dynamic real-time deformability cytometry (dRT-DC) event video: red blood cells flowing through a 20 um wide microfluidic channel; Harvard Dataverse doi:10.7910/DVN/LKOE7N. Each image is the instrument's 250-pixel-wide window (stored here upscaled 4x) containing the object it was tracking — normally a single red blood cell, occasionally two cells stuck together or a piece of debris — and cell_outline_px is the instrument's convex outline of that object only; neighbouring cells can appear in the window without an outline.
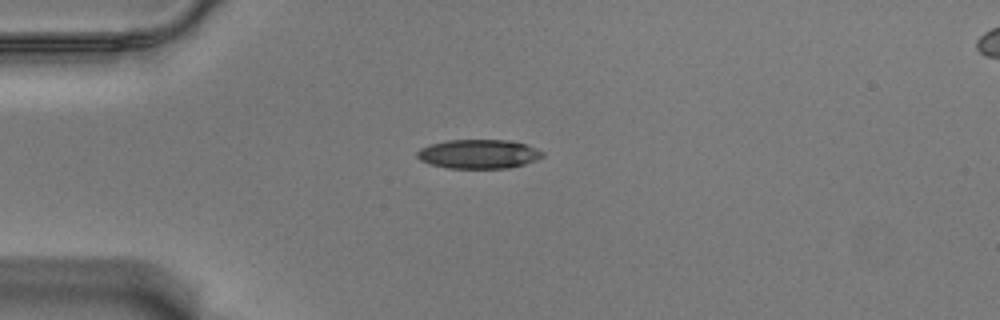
{"species": "Egyptian fruit bat (a non-hibernating species)", "species_latin": "Rousettus aegyptiacus", "temperature_condition": "warm", "stored_images_in_passage": 43, "camera_frame_rate_fps": 3000, "um_per_image_px": 0.085, "animal": {"sex": "male"}, "frame": {"image": 1, "passage_image": 1, "time_ms": 0.0, "image_size_px": [1000, 320], "cell_outline_px": [[544, 156], [536, 160], [524, 164], [508, 168], [448, 168], [432, 164], [420, 160], [416, 156], [416, 152], [420, 148], [432, 144], [448, 140], [508, 140], [524, 144], [536, 148], [544, 152]], "centroid_in_image_um": [40.69, 13.09], "position_along_channel_um": 44.3, "area_um2": 21.15}}
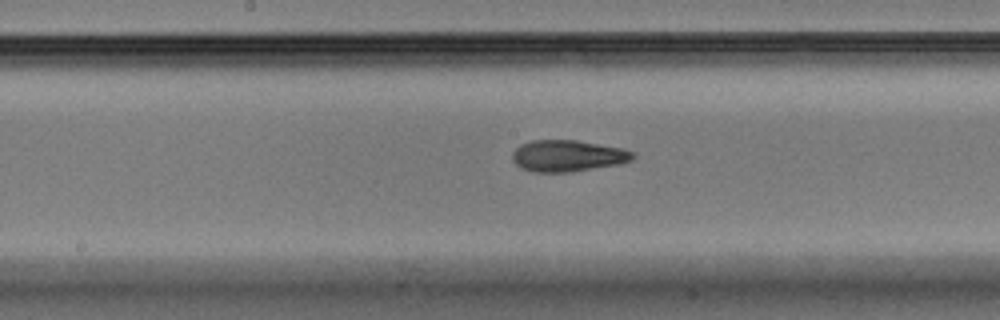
{"frame": {"image": 2, "passage_image": 16, "time_ms": 5.0, "image_size_px": [1000, 320], "cell_outline_px": [[636, 156], [632, 160], [620, 164], [572, 172], [532, 172], [520, 168], [512, 160], [512, 152], [520, 144], [532, 140], [576, 140], [624, 148], [636, 152]], "centroid_in_image_um": [48.28, 13.25], "position_along_channel_um": 199.9, "area_um2": 22.48}}
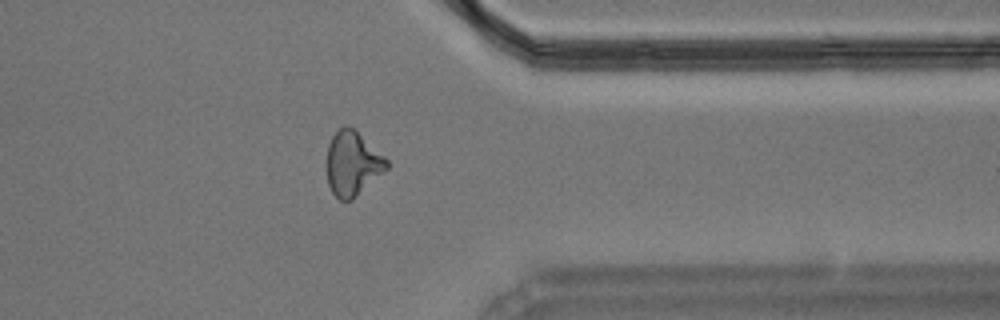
{"frame": {"image": 3, "passage_image": 32, "time_ms": 10.333, "image_size_px": [1000, 320], "cell_outline_px": [[388, 168], [384, 172], [352, 200], [340, 200], [332, 192], [328, 184], [328, 144], [332, 136], [344, 124], [348, 124], [384, 156], [388, 160]], "centroid_in_image_um": [29.97, 13.9], "position_along_channel_um": 381.4, "area_um2": 22.14}, "authors_computed_cell_mechanics": {"area_um2": 21.964, "velocity_mm_per_s": 3.5427, "shape_relaxation_time_tau1_ms": 6.138, "shape_relaxation_time_tau2_ms": 2.2701, "deformation_change_tau1": 0.2198, "deformation_change_tau2": 0.1037}}